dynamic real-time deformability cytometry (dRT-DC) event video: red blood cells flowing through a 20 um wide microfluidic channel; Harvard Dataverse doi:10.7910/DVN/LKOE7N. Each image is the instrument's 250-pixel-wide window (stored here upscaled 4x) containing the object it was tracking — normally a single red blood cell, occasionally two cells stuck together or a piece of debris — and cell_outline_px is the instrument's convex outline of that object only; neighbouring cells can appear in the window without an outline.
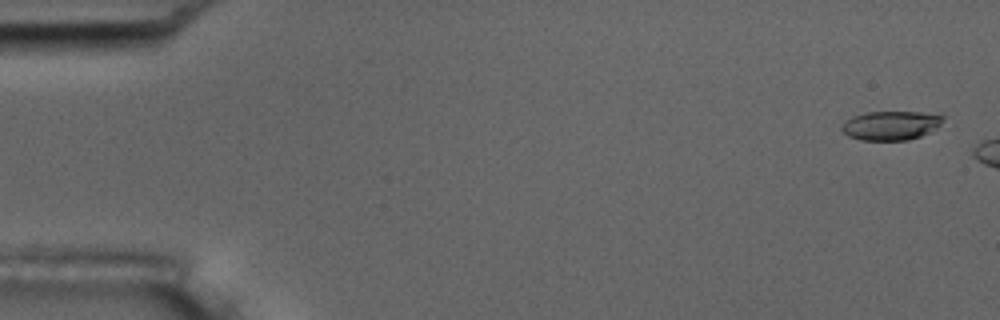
{"species": "common noctule bat (a hibernating species)", "species_latin": "Nyctalus noctula", "temperature_condition": "room temperature", "stored_images_in_passage": 4, "camera_frame_rate_fps": 3000, "um_per_image_px": 0.085, "animal": {"sex": "male", "body_mass_g": 17.5, "forearm_length_mm": 52.3}, "frame": {"image": 1, "passage_image": 1, "time_ms": 0.0, "image_size_px": [1000, 320], "cell_outline_px": [[944, 120], [936, 128], [920, 136], [908, 140], [860, 140], [848, 136], [840, 128], [844, 120], [852, 116], [864, 112], [940, 112], [944, 116]], "centroid_in_image_um": [75.73, 10.64], "position_along_channel_um": 9.3, "area_um2": 17.46}}